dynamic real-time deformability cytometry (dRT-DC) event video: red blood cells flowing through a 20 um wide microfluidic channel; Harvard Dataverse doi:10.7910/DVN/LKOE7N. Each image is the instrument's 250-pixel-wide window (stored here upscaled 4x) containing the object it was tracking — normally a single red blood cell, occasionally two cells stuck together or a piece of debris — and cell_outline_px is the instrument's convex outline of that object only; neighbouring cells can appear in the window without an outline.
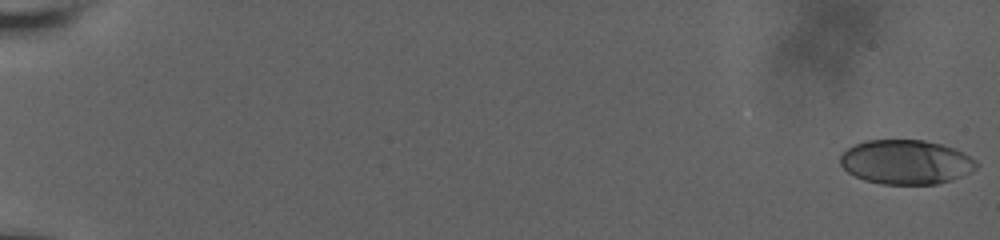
{"species": "human", "species_latin": "Homo sapiens", "temperature_condition": "room temperature", "stored_images_in_passage": 60, "camera_frame_rate_fps": 3000, "um_per_image_px": 0.085, "donor": {"sex": "male"}, "frame": {"image": 1, "passage_image": 1, "time_ms": 0.0, "image_size_px": [1000, 240], "cell_outline_px": [[980, 164], [972, 172], [936, 184], [880, 184], [864, 180], [848, 172], [840, 164], [840, 156], [848, 148], [864, 140], [924, 140], [956, 148], [976, 160]], "centroid_in_image_um": [77.02, 13.77], "position_along_channel_um": 8.0, "area_um2": 35.2}}
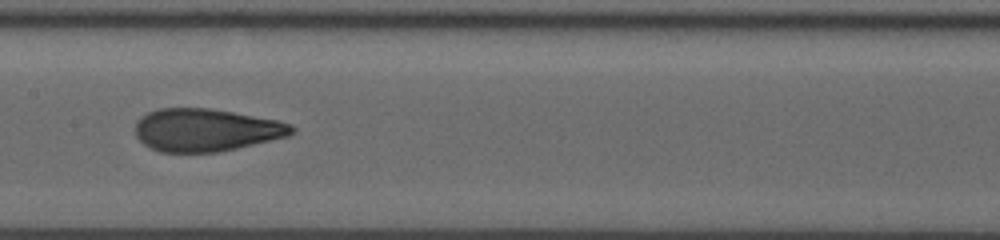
{"frame": {"image": 2, "passage_image": 34, "time_ms": 11.0, "image_size_px": [1000, 240], "cell_outline_px": [[296, 128], [288, 136], [236, 148], [216, 152], [160, 152], [144, 144], [136, 136], [136, 124], [148, 112], [160, 108], [208, 108], [232, 112], [276, 120], [292, 124]], "centroid_in_image_um": [17.51, 11.05], "position_along_channel_um": 189.9, "area_um2": 38.44}}
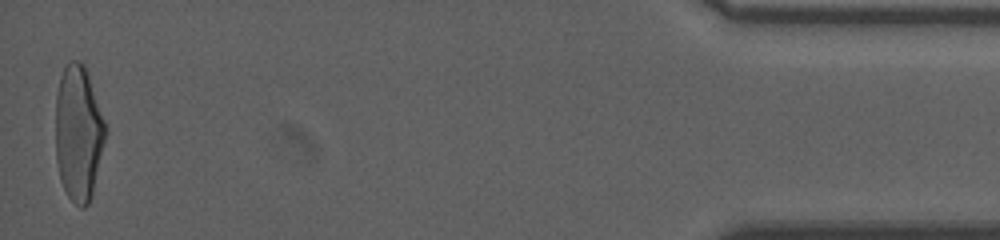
{"frame": {"image": 3, "passage_image": 60, "time_ms": 19.667, "image_size_px": [1000, 240], "cell_outline_px": [[108, 132], [92, 196], [88, 204], [84, 208], [80, 208], [68, 196], [60, 180], [56, 160], [56, 96], [60, 76], [64, 64], [68, 60], [80, 60], [84, 64], [108, 128]], "centroid_in_image_um": [6.68, 11.3], "position_along_channel_um": 428.5, "area_um2": 40.06}, "authors_computed_cell_mechanics": {"area_um2": 38.5526, "velocity_mm_per_s": 3.6664, "shape_relaxation_time_tau1_ms": 5.3536, "shape_relaxation_time_tau2_ms": 0.8778, "deformation_change_tau1": 0.2146, "deformation_change_tau2": 0.082}}